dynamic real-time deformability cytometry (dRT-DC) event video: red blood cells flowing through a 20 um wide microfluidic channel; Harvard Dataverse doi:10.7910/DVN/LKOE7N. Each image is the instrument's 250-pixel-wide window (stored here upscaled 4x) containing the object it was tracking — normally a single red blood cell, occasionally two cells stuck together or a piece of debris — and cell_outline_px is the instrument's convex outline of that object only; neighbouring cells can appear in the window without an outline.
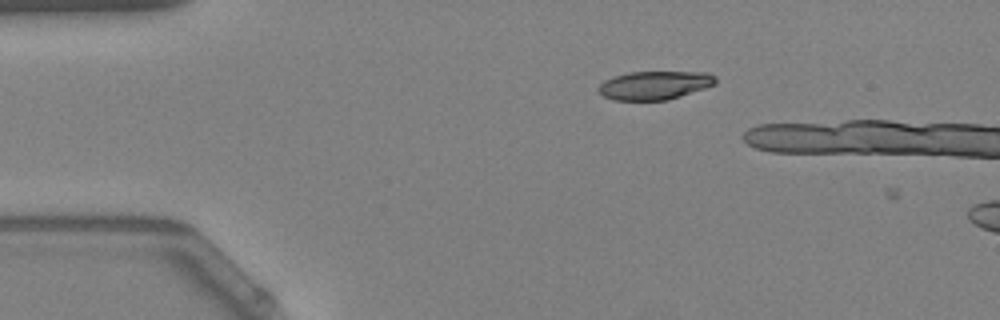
{"species": "Egyptian fruit bat (a non-hibernating species)", "species_latin": "Rousettus aegyptiacus", "temperature_condition": "warm", "stored_images_in_passage": 3, "camera_frame_rate_fps": 3000, "um_per_image_px": 0.085, "animal": {"sex": "female"}, "frame": {"image": 1, "passage_image": 2, "time_ms": 0.333, "image_size_px": [1000, 320], "cell_outline_px": [[716, 84], [668, 100], [612, 100], [604, 96], [596, 88], [604, 80], [612, 76], [628, 72], [708, 72], [716, 76]], "centroid_in_image_um": [55.62, 7.24], "position_along_channel_um": 29.4, "area_um2": 19.54}}